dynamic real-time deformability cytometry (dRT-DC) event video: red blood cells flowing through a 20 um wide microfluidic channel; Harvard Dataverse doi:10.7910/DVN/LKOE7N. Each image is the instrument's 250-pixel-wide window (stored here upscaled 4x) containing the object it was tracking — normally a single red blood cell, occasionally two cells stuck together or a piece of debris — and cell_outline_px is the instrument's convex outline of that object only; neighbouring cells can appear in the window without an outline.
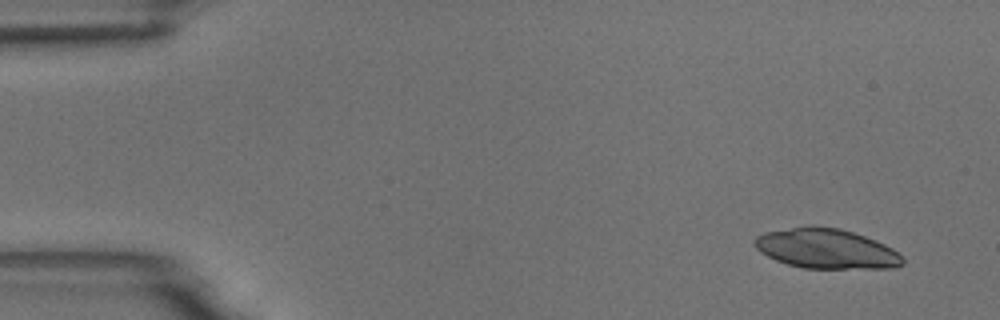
{"species": "common noctule bat (a hibernating species)", "species_latin": "Nyctalus noctula", "temperature_condition": "room temperature", "stored_images_in_passage": 3, "camera_frame_rate_fps": 3000, "um_per_image_px": 0.085, "animal": {"sex": "male", "body_mass_g": 18.8}, "frame": {"image": 1, "passage_image": 1, "time_ms": 0.0, "image_size_px": [1000, 320], "cell_outline_px": [[904, 264], [892, 268], [804, 268], [788, 264], [776, 260], [760, 252], [752, 244], [752, 240], [756, 236], [764, 232], [812, 224], [840, 228], [876, 240], [892, 248], [904, 260]], "centroid_in_image_um": [70.19, 21.12], "position_along_channel_um": 14.8, "area_um2": 34.56}}